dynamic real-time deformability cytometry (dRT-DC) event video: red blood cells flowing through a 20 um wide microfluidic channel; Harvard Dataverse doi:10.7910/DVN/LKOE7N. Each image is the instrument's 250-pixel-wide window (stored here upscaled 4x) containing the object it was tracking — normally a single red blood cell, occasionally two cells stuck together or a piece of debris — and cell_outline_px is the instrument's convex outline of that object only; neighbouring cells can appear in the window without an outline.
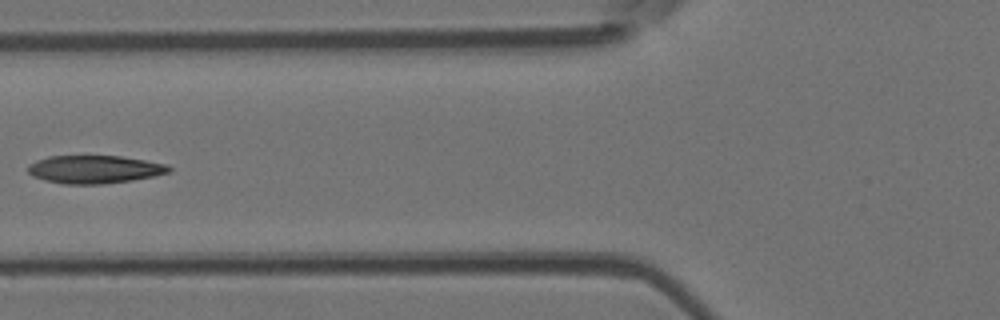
{"species": "Egyptian fruit bat (a non-hibernating species)", "species_latin": "Rousettus aegyptiacus", "temperature_condition": "room temperature", "stored_images_in_passage": 6, "camera_frame_rate_fps": 3000, "um_per_image_px": 0.085, "animal": {"sex": "female"}, "frame": {"image": 1, "passage_image": 5, "time_ms": 4.667, "image_size_px": [1000, 320], "cell_outline_px": [[172, 172], [156, 176], [132, 180], [104, 184], [64, 184], [44, 180], [32, 176], [28, 172], [28, 164], [36, 160], [48, 156], [120, 156], [168, 164], [172, 168]], "centroid_in_image_um": [8.05, 14.4], "position_along_channel_um": 117.7, "area_um2": 23.24}}
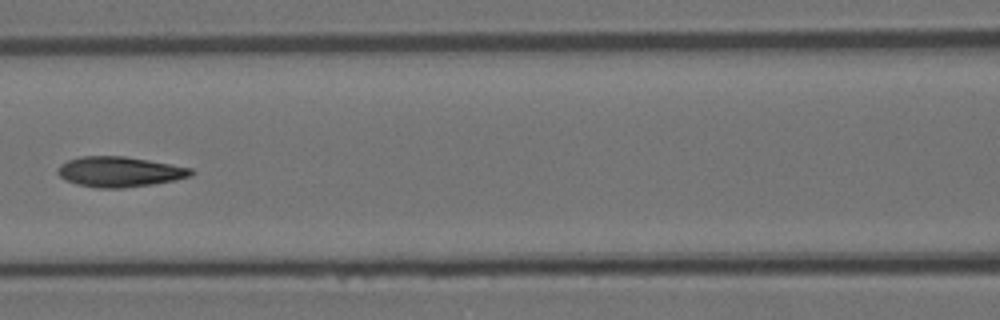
{"frame": {"image": 2, "passage_image": 6, "time_ms": 5.667, "image_size_px": [1000, 320], "cell_outline_px": [[196, 172], [192, 176], [176, 180], [152, 184], [124, 188], [100, 188], [76, 184], [64, 180], [56, 172], [56, 168], [60, 164], [68, 160], [80, 156], [124, 156], [148, 160], [192, 168]], "centroid_in_image_um": [10.15, 14.6], "position_along_channel_um": 156.4, "area_um2": 23.7}}